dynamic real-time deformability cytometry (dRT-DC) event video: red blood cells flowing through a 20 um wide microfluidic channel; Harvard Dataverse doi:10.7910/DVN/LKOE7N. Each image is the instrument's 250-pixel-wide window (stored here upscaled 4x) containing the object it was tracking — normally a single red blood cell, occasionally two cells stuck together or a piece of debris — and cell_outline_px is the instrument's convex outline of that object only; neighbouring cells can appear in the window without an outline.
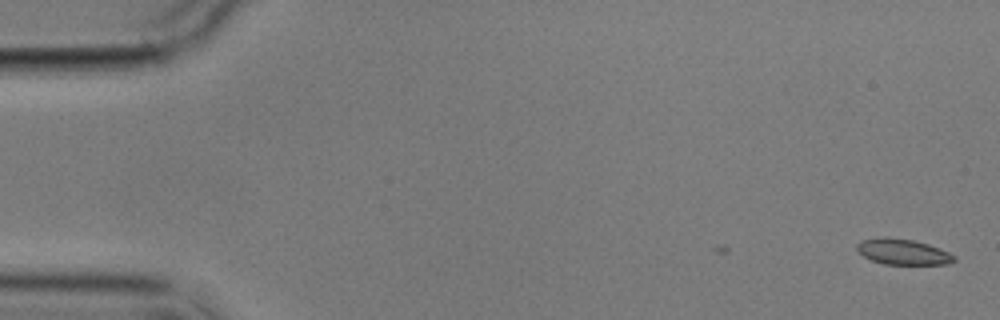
{"species": "common noctule bat (a hibernating species)", "species_latin": "Nyctalus noctula", "temperature_condition": "cold", "stored_images_in_passage": 4, "camera_frame_rate_fps": 3000, "um_per_image_px": 0.085, "animal": {"sex": "male", "body_mass_g": 17.9}, "frame": {"image": 1, "passage_image": 1, "time_ms": 0.0, "image_size_px": [1000, 320], "cell_outline_px": [[956, 260], [948, 264], [884, 264], [872, 260], [864, 256], [856, 248], [856, 244], [860, 240], [884, 236], [888, 236], [912, 240], [928, 244], [940, 248], [956, 256]], "centroid_in_image_um": [76.74, 21.39], "position_along_channel_um": 8.3, "area_um2": 14.62}}